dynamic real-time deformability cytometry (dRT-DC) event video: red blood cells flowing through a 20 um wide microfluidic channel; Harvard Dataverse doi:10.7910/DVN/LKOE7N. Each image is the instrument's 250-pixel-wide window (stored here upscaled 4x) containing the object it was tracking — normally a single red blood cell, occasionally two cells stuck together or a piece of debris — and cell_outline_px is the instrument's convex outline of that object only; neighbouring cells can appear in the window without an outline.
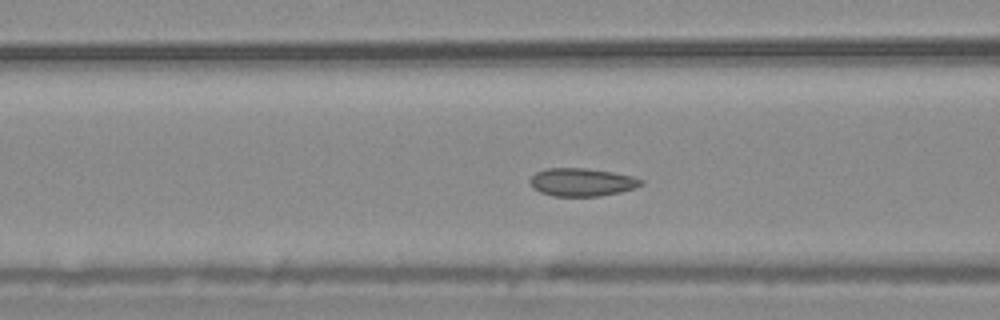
{"species": "common noctule bat (a hibernating species)", "species_latin": "Nyctalus noctula", "temperature_condition": "warm", "stored_images_in_passage": 52, "camera_frame_rate_fps": 3000, "um_per_image_px": 0.085, "animal": {"sex": "male", "body_mass_g": 20.4}, "frame": {"image": 1, "passage_image": 19, "time_ms": 6.0, "image_size_px": [1000, 320], "cell_outline_px": [[644, 184], [620, 192], [596, 196], [552, 196], [540, 192], [532, 188], [528, 184], [528, 180], [536, 172], [544, 168], [584, 168], [612, 172], [632, 176], [644, 180]], "centroid_in_image_um": [49.4, 15.48], "position_along_channel_um": 117.2, "area_um2": 18.21}}
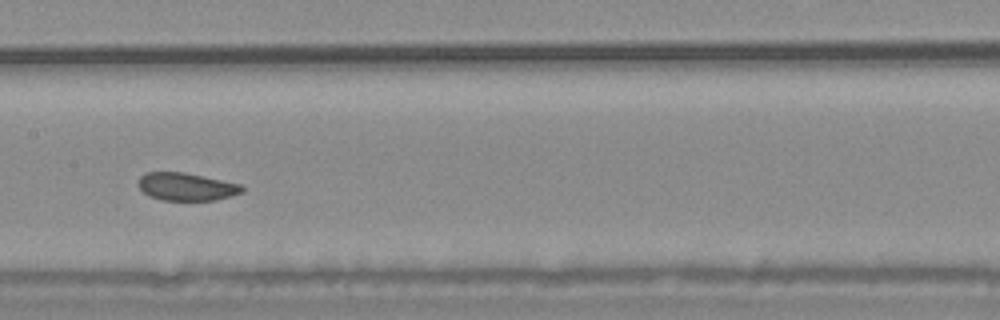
{"frame": {"image": 2, "passage_image": 25, "time_ms": 8.0, "image_size_px": [1000, 320], "cell_outline_px": [[244, 192], [216, 200], [160, 200], [148, 196], [136, 184], [140, 176], [148, 172], [184, 172], [240, 184], [244, 188]], "centroid_in_image_um": [15.81, 15.87], "position_along_channel_um": 191.6, "area_um2": 16.82}}
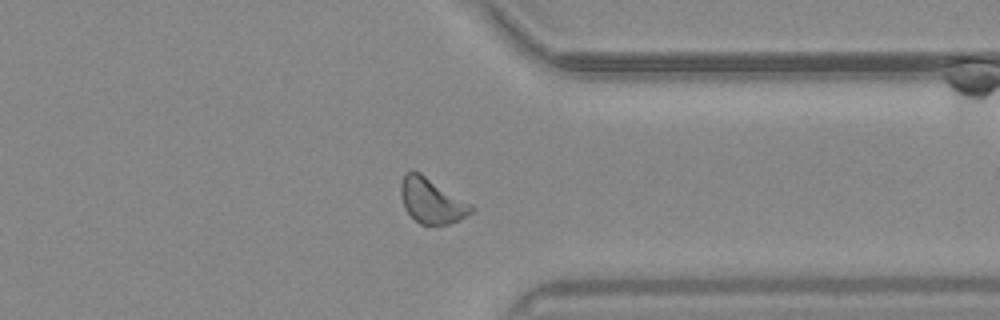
{"frame": {"image": 3, "passage_image": 40, "time_ms": 13.0, "image_size_px": [1000, 320], "cell_outline_px": [[476, 208], [472, 212], [460, 220], [448, 224], [420, 224], [404, 208], [400, 192], [400, 184], [404, 176], [408, 172], [420, 172], [472, 204]], "centroid_in_image_um": [36.71, 17.07], "position_along_channel_um": 374.7, "area_um2": 18.38}, "authors_computed_cell_mechanics": {"area_um2": 18.2937, "velocity_mm_per_s": 3.722, "shape_relaxation_time_tau1_ms": 10.0262, "shape_relaxation_time_tau2_ms": 2.0021, "deformation_change_tau1": 0.1105, "deformation_change_tau2": 0.0643}}